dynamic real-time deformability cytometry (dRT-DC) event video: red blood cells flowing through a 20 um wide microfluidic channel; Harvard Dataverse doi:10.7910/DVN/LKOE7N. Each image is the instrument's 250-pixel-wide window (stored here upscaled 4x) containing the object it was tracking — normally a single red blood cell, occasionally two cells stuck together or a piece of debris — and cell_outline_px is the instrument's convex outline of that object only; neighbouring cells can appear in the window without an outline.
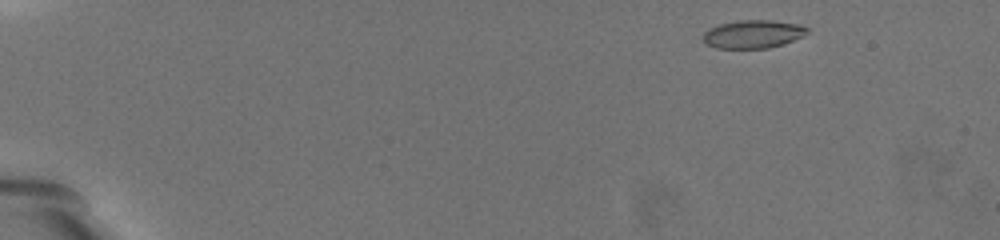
{"species": "common noctule bat (a hibernating species)", "species_latin": "Nyctalus noctula", "temperature_condition": "warm", "stored_images_in_passage": 50, "camera_frame_rate_fps": 3000, "um_per_image_px": 0.085, "animal": {"sex": "female", "body_mass_g": 19.5, "forearm_length_mm": 54.1}, "frame": {"image": 1, "passage_image": 2, "time_ms": 0.333, "image_size_px": [1000, 240], "cell_outline_px": [[808, 32], [804, 36], [784, 44], [768, 48], [716, 48], [704, 44], [700, 40], [704, 32], [708, 28], [720, 24], [740, 20], [772, 20], [800, 24], [808, 28]], "centroid_in_image_um": [63.98, 2.9], "position_along_channel_um": 21.0, "area_um2": 17.4}}
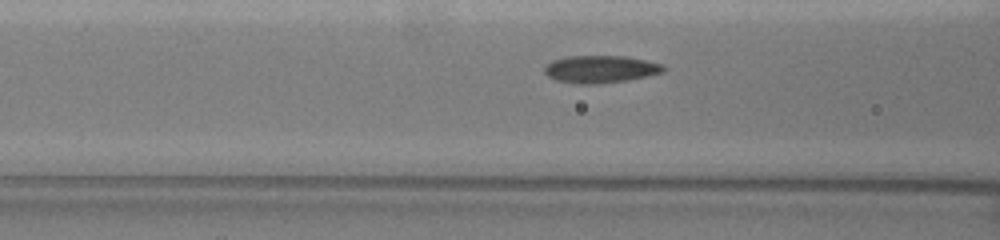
{"frame": {"image": 2, "passage_image": 23, "time_ms": 7.333, "image_size_px": [1000, 240], "cell_outline_px": [[668, 68], [664, 72], [628, 80], [596, 84], [580, 84], [556, 80], [548, 76], [544, 72], [544, 64], [552, 60], [568, 56], [624, 56], [664, 64]], "centroid_in_image_um": [51.04, 5.87], "position_along_channel_um": 115.6, "area_um2": 19.13}}
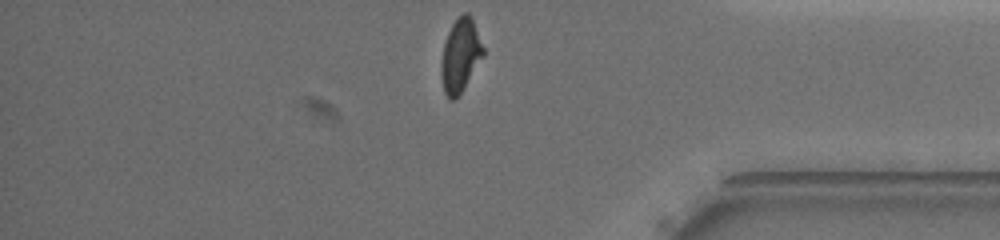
{"frame": {"image": 3, "passage_image": 50, "time_ms": 16.333, "image_size_px": [1000, 240], "cell_outline_px": [[484, 56], [456, 100], [448, 100], [444, 92], [440, 76], [440, 64], [444, 44], [448, 32], [452, 24], [464, 12], [468, 12], [472, 16], [484, 48]], "centroid_in_image_um": [39.13, 4.73], "position_along_channel_um": 396.1, "area_um2": 18.21}, "authors_computed_cell_mechanics": {"area_um2": 18.6405, "velocity_mm_per_s": 3.2953, "shape_relaxation_time_tau1_ms": 5.3971, "shape_relaxation_time_tau2_ms": 1.3461, "deformation_change_tau1": 0.1949, "deformation_change_tau2": 0.0833}}